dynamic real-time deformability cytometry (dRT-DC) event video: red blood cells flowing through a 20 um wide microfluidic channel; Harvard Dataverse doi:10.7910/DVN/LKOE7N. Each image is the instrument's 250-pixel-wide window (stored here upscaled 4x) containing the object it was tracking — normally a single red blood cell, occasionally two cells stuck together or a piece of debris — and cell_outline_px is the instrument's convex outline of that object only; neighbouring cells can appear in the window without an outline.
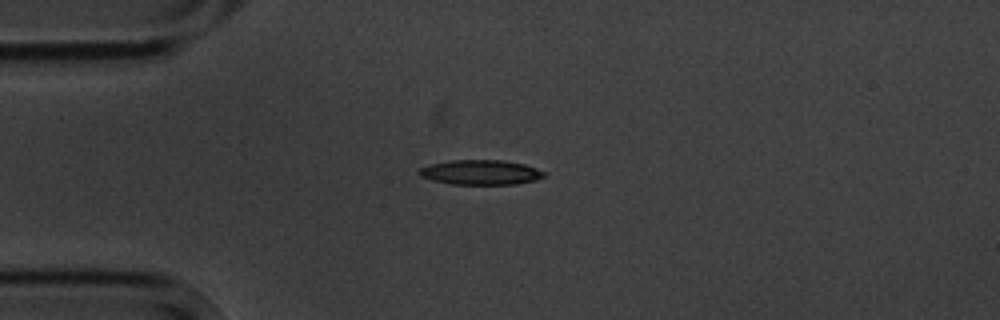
{"species": "common noctule bat (a hibernating species)", "species_latin": "Nyctalus noctula", "temperature_condition": "cold", "stored_images_in_passage": 6, "camera_frame_rate_fps": 3000, "um_per_image_px": 0.085, "animal": {"sex": "male", "body_mass_g": 20.1, "forearm_length_mm": 53.5}, "frame": {"image": 1, "passage_image": 1, "time_ms": 0.0, "image_size_px": [1000, 320], "cell_outline_px": [[548, 176], [536, 180], [516, 184], [452, 184], [432, 180], [420, 176], [416, 172], [420, 168], [432, 164], [452, 160], [504, 160], [524, 164], [536, 168], [544, 172]], "centroid_in_image_um": [40.88, 14.65], "position_along_channel_um": 44.1, "area_um2": 18.09}}
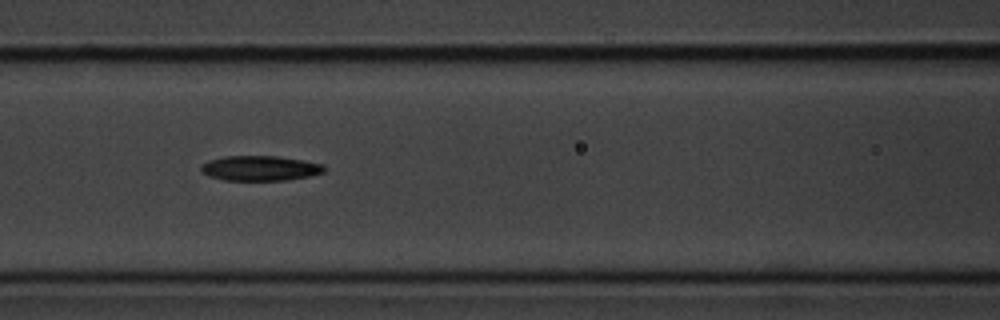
{"frame": {"image": 2, "passage_image": 4, "time_ms": 3.333, "image_size_px": [1000, 320], "cell_outline_px": [[324, 172], [308, 176], [284, 180], [224, 180], [208, 176], [200, 172], [200, 168], [208, 160], [224, 156], [276, 156], [304, 160], [324, 164]], "centroid_in_image_um": [22.08, 14.29], "position_along_channel_um": 144.5, "area_um2": 17.92}}
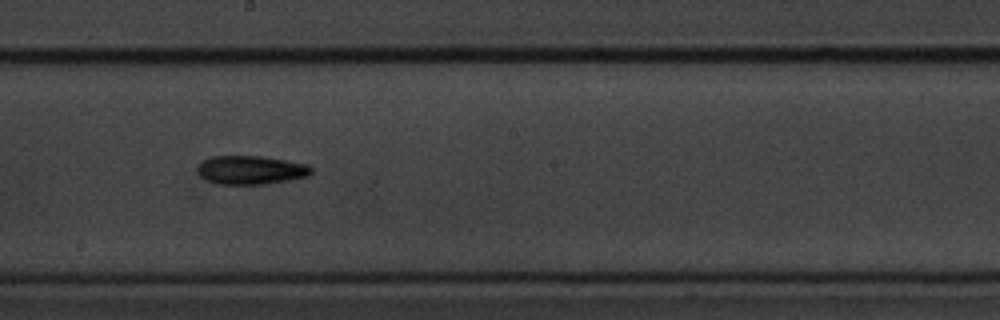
{"frame": {"image": 3, "passage_image": 6, "time_ms": 5.667, "image_size_px": [1000, 320], "cell_outline_px": [[312, 172], [308, 176], [288, 180], [264, 184], [216, 184], [200, 176], [200, 164], [204, 160], [212, 156], [260, 156], [308, 164], [312, 168]], "centroid_in_image_um": [21.36, 14.45], "position_along_channel_um": 226.8, "area_um2": 18.73}}